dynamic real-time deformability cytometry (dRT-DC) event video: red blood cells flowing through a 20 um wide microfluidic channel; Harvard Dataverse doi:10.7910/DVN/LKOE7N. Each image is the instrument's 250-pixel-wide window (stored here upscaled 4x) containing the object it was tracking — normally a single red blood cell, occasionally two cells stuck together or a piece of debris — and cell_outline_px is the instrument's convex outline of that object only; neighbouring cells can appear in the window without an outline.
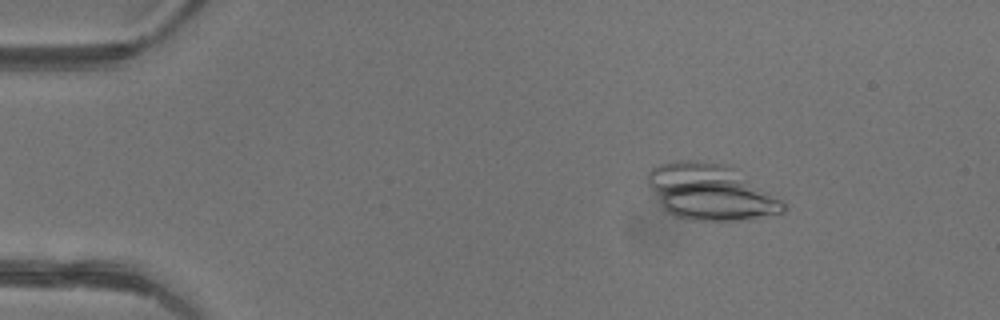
{"species": "common noctule bat (a hibernating species)", "species_latin": "Nyctalus noctula", "temperature_condition": "warm", "stored_images_in_passage": 45, "segment_of_instrument_passage": [1, 2], "camera_frame_rate_fps": 3000, "um_per_image_px": 0.085, "animal": {"sex": "female"}, "frame": {"image": 1, "passage_image": 6, "time_ms": 1.667, "image_size_px": [1000, 320], "cell_outline_px": [[788, 208], [784, 212], [752, 220], [692, 220], [676, 216], [668, 212], [664, 208], [648, 184], [648, 172], [656, 164], [672, 160], [696, 160], [724, 164], [732, 168], [784, 200], [788, 204]], "centroid_in_image_um": [60.43, 16.33], "position_along_channel_um": 24.6, "area_um2": 44.16}}